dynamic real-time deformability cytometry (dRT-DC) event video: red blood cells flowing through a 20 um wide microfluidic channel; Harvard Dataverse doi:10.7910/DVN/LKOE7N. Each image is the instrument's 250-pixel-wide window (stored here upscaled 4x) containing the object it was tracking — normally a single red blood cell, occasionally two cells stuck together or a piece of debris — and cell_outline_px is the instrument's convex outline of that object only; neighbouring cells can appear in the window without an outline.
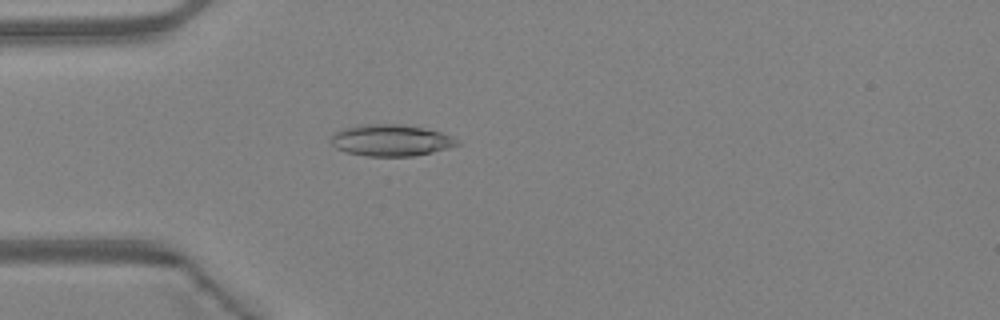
{"species": "Egyptian fruit bat (a non-hibernating species)", "species_latin": "Rousettus aegyptiacus", "temperature_condition": "warm", "stored_images_in_passage": 43, "camera_frame_rate_fps": 3000, "um_per_image_px": 0.085, "animal": {"sex": "female"}, "frame": {"image": 1, "passage_image": 10, "time_ms": 3.0, "image_size_px": [1000, 320], "cell_outline_px": [[460, 144], [448, 148], [432, 152], [412, 156], [364, 156], [344, 152], [336, 148], [332, 144], [332, 136], [336, 132], [344, 128], [364, 124], [404, 124], [424, 128], [440, 132], [452, 136]], "centroid_in_image_um": [33.22, 11.93], "position_along_channel_um": 51.8, "area_um2": 23.12}}
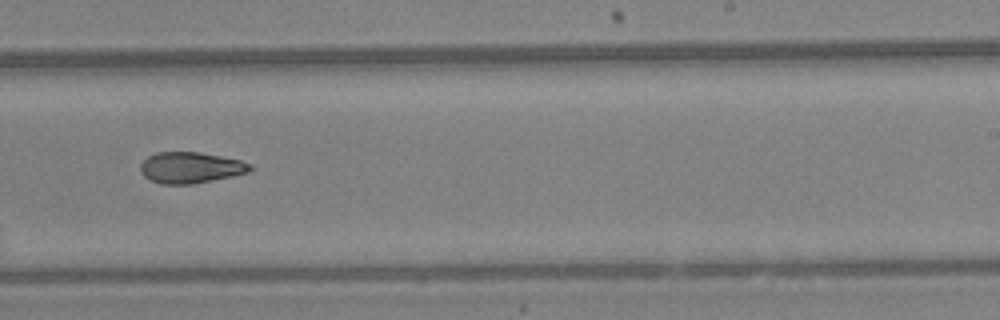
{"frame": {"image": 2, "passage_image": 26, "time_ms": 8.333, "image_size_px": [1000, 320], "cell_outline_px": [[252, 168], [248, 172], [232, 176], [192, 184], [160, 184], [144, 176], [140, 172], [140, 164], [148, 156], [156, 152], [200, 152], [240, 160], [252, 164]], "centroid_in_image_um": [16.18, 14.24], "position_along_channel_um": 272.8, "area_um2": 19.83}}
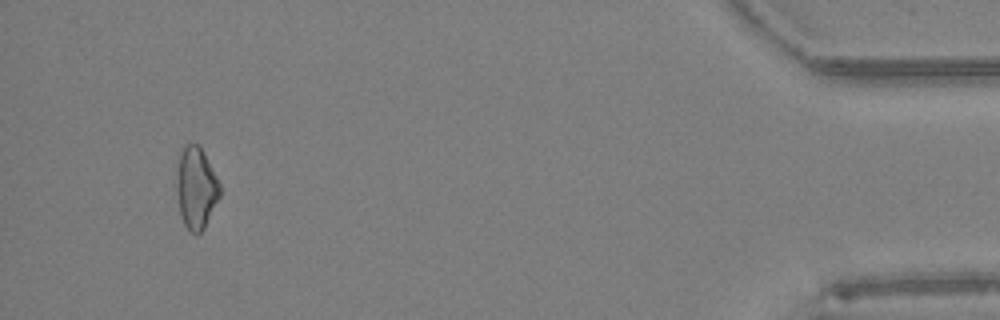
{"frame": {"image": 3, "passage_image": 41, "time_ms": 13.333, "image_size_px": [1000, 320], "cell_outline_px": [[220, 196], [204, 228], [196, 236], [184, 224], [180, 216], [176, 188], [176, 184], [180, 152], [184, 144], [196, 144], [200, 148], [216, 176], [220, 184]], "centroid_in_image_um": [16.65, 16.01], "position_along_channel_um": 418.5, "area_um2": 20.29}, "authors_computed_cell_mechanics": {"area_um2": 20.4612, "velocity_mm_per_s": 4.3601, "shape_relaxation_time_tau1_ms": null, "shape_relaxation_time_tau2_ms": 6.5867, "deformation_change_tau1": null, "deformation_change_tau2": 0.1354}}